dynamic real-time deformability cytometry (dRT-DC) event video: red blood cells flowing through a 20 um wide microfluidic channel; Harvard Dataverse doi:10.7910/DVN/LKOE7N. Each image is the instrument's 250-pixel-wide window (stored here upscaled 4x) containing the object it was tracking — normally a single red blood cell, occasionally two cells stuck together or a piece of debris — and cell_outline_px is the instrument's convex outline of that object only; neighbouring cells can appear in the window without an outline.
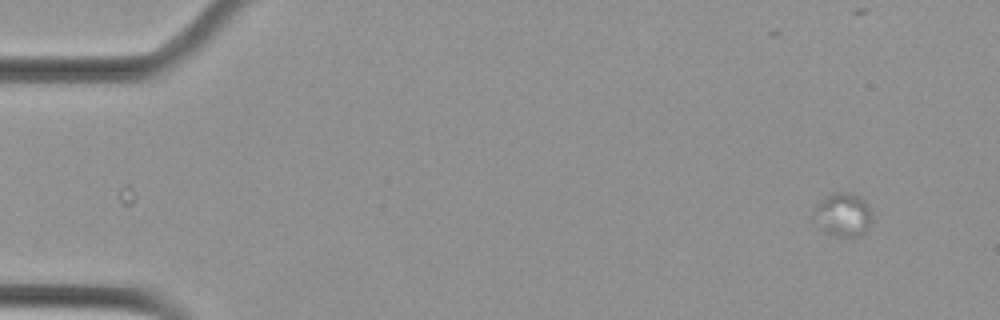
{"species": "Egyptian fruit bat (a non-hibernating species)", "species_latin": "Rousettus aegyptiacus", "temperature_condition": "cold", "stored_images_in_passage": 2, "camera_frame_rate_fps": 3000, "um_per_image_px": 0.085, "animal": {"sex": "female"}, "frame": {"image": 1, "passage_image": 2, "time_ms": 0.333, "image_size_px": [1000, 320], "cell_outline_px": [[872, 220], [868, 228], [860, 236], [836, 236], [824, 232], [812, 216], [816, 204], [832, 192], [848, 192], [860, 196], [868, 204], [872, 212]], "centroid_in_image_um": [71.66, 18.24], "position_along_channel_um": 13.3, "area_um2": 14.97}}